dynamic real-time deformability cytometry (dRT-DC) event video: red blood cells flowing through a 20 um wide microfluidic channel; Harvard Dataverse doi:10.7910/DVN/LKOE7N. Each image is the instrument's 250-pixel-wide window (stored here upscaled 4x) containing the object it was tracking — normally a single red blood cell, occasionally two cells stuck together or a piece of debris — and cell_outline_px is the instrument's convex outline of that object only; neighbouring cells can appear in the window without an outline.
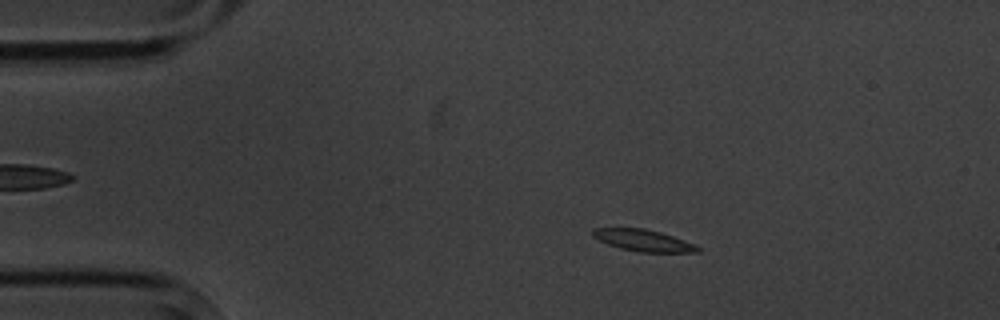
{"species": "common noctule bat (a hibernating species)", "species_latin": "Nyctalus noctula", "temperature_condition": "cold", "stored_images_in_passage": 5, "camera_frame_rate_fps": 3000, "um_per_image_px": 0.085, "animal": {"sex": "male", "body_mass_g": 20.1, "forearm_length_mm": 53.5}, "frame": {"image": 1, "passage_image": 3, "time_ms": 2.333, "image_size_px": [1000, 320], "cell_outline_px": [[700, 252], [640, 252], [620, 248], [608, 244], [592, 236], [592, 228], [644, 228], [660, 232], [696, 244], [700, 248]], "centroid_in_image_um": [54.69, 20.43], "position_along_channel_um": 30.3, "area_um2": 13.18}}